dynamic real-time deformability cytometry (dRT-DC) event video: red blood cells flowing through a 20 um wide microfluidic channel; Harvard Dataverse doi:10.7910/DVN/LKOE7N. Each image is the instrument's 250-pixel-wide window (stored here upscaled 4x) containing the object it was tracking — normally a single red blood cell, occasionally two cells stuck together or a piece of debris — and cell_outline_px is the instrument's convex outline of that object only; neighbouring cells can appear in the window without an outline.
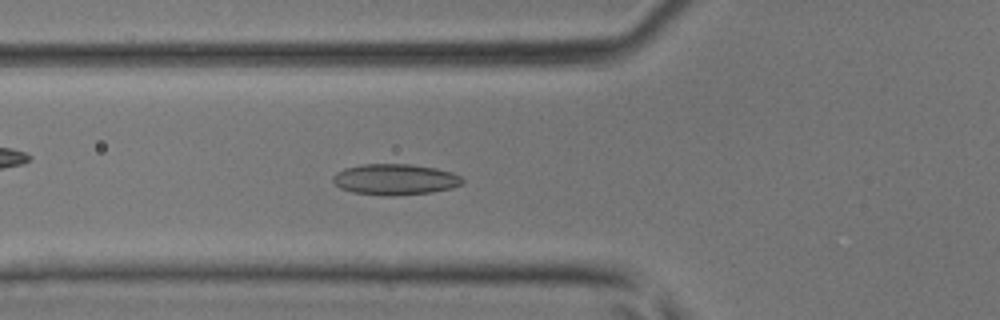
{"species": "common noctule bat (a hibernating species)", "species_latin": "Nyctalus noctula", "temperature_condition": "room temperature", "stored_images_in_passage": 44, "camera_frame_rate_fps": 3000, "um_per_image_px": 0.085, "animal": {"sex": "male", "body_mass_g": 17.9, "forearm_length_mm": 54.2}, "frame": {"image": 1, "passage_image": 16, "time_ms": 5.0, "image_size_px": [1000, 320], "cell_outline_px": [[464, 184], [452, 188], [432, 192], [388, 196], [352, 192], [340, 188], [332, 180], [332, 176], [336, 172], [344, 168], [364, 164], [412, 164], [436, 168], [452, 172], [460, 176], [464, 180]], "centroid_in_image_um": [33.59, 15.24], "position_along_channel_um": 92.2, "area_um2": 23.47}}
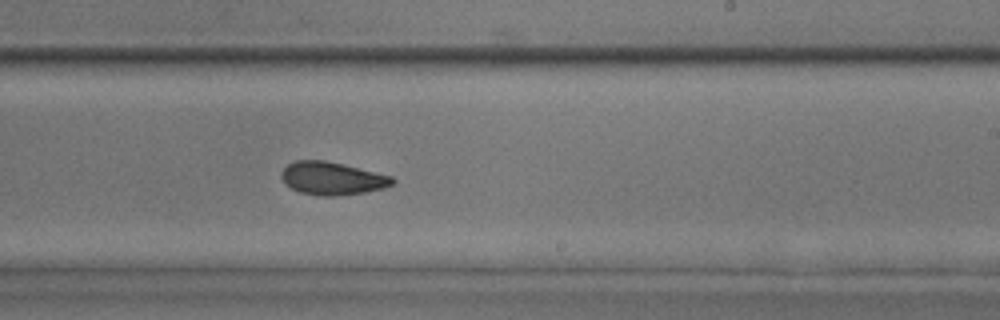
{"frame": {"image": 2, "passage_image": 27, "time_ms": 8.667, "image_size_px": [1000, 320], "cell_outline_px": [[396, 180], [392, 184], [384, 188], [364, 192], [340, 196], [320, 196], [300, 192], [292, 188], [280, 176], [280, 172], [288, 164], [296, 160], [324, 160], [392, 176]], "centroid_in_image_um": [28.23, 15.17], "position_along_channel_um": 260.8, "area_um2": 21.1}}
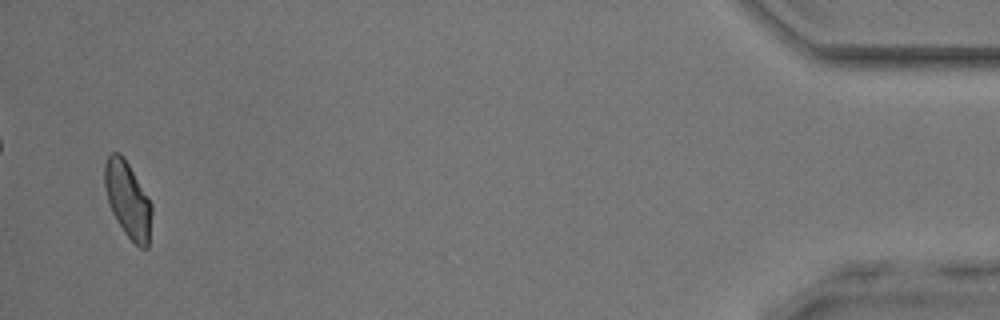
{"frame": {"image": 3, "passage_image": 43, "time_ms": 14.0, "image_size_px": [1000, 320], "cell_outline_px": [[152, 212], [148, 248], [140, 248], [124, 232], [116, 220], [112, 212], [104, 188], [104, 164], [108, 156], [112, 152], [120, 152], [128, 164], [152, 204]], "centroid_in_image_um": [10.85, 16.98], "position_along_channel_um": 424.3, "area_um2": 20.69}}